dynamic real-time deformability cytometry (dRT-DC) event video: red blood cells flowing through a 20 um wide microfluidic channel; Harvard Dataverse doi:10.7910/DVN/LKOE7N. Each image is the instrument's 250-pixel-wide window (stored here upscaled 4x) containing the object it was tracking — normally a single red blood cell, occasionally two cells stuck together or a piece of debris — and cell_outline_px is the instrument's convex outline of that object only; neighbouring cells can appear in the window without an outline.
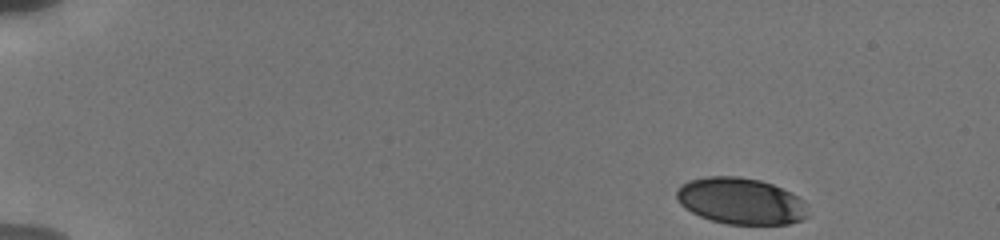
{"species": "human", "species_latin": "Homo sapiens", "temperature_condition": "cold", "stored_images_in_passage": 14, "camera_frame_rate_fps": 3000, "um_per_image_px": 0.085, "donor": {"sex": "male"}, "frame": {"image": 1, "passage_image": 1, "time_ms": 0.0, "image_size_px": [1000, 240], "cell_outline_px": [[808, 216], [804, 220], [788, 224], [728, 224], [712, 220], [700, 216], [684, 208], [680, 204], [676, 196], [676, 192], [688, 180], [708, 176], [740, 176], [760, 180], [772, 184], [804, 200]], "centroid_in_image_um": [62.97, 17.09], "position_along_channel_um": 22.0, "area_um2": 35.43}}
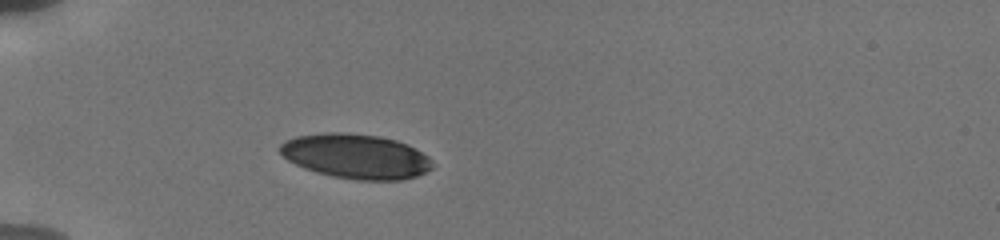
{"frame": {"image": 2, "passage_image": 8, "time_ms": 3.667, "image_size_px": [1000, 240], "cell_outline_px": [[436, 164], [432, 168], [416, 176], [404, 180], [356, 180], [332, 176], [316, 172], [304, 168], [288, 160], [280, 152], [280, 144], [296, 136], [324, 132], [344, 132], [380, 136], [396, 140], [408, 144], [428, 156]], "centroid_in_image_um": [30.28, 13.28], "position_along_channel_um": 54.7, "area_um2": 39.82}}
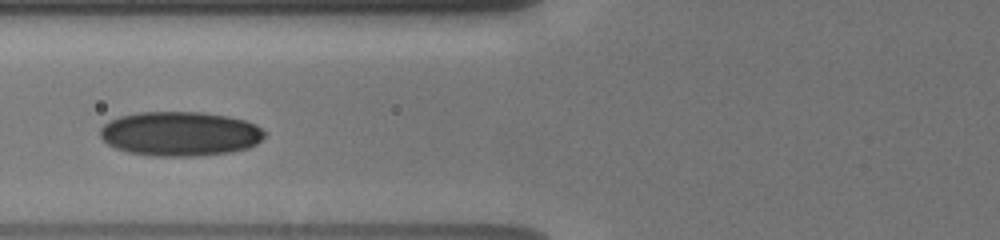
{"frame": {"image": 3, "passage_image": 12, "time_ms": 5.667, "image_size_px": [1000, 240], "cell_outline_px": [[264, 136], [256, 144], [248, 148], [232, 152], [196, 156], [152, 156], [128, 152], [116, 148], [108, 144], [100, 136], [100, 128], [108, 120], [120, 116], [140, 112], [200, 112], [228, 116], [244, 120], [256, 124], [264, 132]], "centroid_in_image_um": [15.29, 11.37], "position_along_channel_um": 110.5, "area_um2": 42.66}}